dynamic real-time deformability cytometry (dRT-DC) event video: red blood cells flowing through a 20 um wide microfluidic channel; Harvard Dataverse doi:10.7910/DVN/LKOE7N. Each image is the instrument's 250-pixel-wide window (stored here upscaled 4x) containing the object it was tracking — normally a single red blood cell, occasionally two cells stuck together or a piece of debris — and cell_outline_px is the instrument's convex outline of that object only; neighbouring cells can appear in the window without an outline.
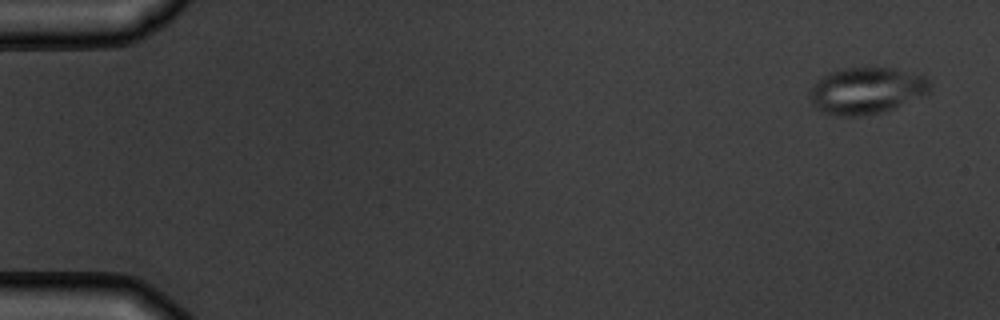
{"species": "common noctule bat (a hibernating species)", "species_latin": "Nyctalus noctula", "temperature_condition": "warm", "stored_images_in_passage": 5, "camera_frame_rate_fps": 3000, "um_per_image_px": 0.085, "animal": {"sex": "male", "body_mass_g": 19.5, "forearm_length_mm": 54.6}, "frame": {"image": 1, "passage_image": 1, "time_ms": 0.0, "image_size_px": [1000, 320], "cell_outline_px": [[928, 92], [896, 108], [880, 112], [856, 116], [832, 116], [820, 112], [812, 104], [812, 88], [816, 80], [828, 72], [844, 68], [892, 68], [924, 76], [928, 80]], "centroid_in_image_um": [73.6, 7.71], "position_along_channel_um": 11.4, "area_um2": 32.25}}